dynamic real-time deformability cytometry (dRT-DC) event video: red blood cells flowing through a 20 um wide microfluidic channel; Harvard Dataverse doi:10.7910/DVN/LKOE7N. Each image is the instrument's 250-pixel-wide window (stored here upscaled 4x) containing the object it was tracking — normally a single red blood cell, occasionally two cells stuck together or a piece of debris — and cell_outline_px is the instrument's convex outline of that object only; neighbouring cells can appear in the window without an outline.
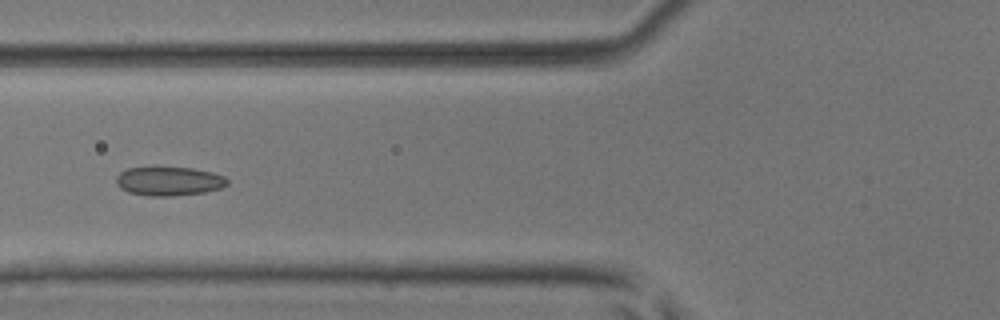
{"species": "common noctule bat (a hibernating species)", "species_latin": "Nyctalus noctula", "temperature_condition": "room temperature", "stored_images_in_passage": 6, "camera_frame_rate_fps": 3000, "um_per_image_px": 0.085, "animal": {"sex": "male", "body_mass_g": 17.9, "forearm_length_mm": 54.2}, "frame": {"image": 1, "passage_image": 6, "time_ms": 1.667, "image_size_px": [1000, 320], "cell_outline_px": [[228, 184], [220, 188], [204, 192], [172, 196], [148, 196], [128, 192], [120, 188], [116, 184], [116, 176], [120, 172], [128, 168], [192, 168], [212, 172], [224, 176], [228, 180]], "centroid_in_image_um": [14.35, 15.41], "position_along_channel_um": 111.5, "area_um2": 18.61}}